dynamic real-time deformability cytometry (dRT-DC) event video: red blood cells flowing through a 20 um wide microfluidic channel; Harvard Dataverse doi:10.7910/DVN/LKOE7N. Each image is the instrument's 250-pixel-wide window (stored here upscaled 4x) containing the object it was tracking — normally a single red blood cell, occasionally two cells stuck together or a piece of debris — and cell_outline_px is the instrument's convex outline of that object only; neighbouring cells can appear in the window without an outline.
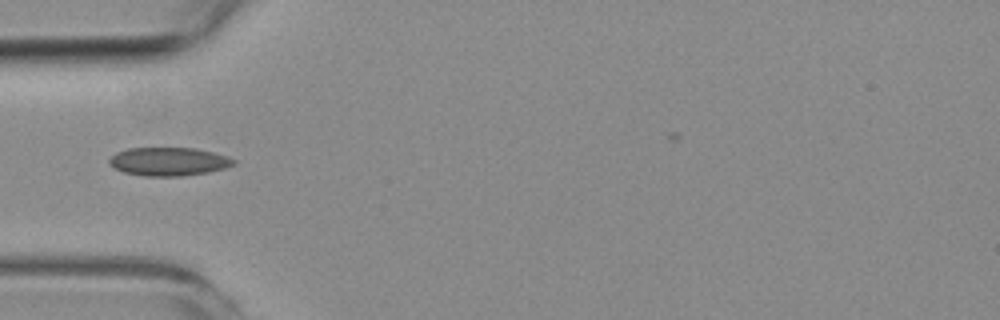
{"species": "common noctule bat (a hibernating species)", "species_latin": "Nyctalus noctula", "temperature_condition": "room temperature", "stored_images_in_passage": 5, "camera_frame_rate_fps": 3000, "um_per_image_px": 0.085, "animal": {"sex": "female", "body_mass_g": 19.3, "forearm_length_mm": 54.1}, "frame": {"image": 1, "passage_image": 5, "time_ms": 6.0, "image_size_px": [1000, 320], "cell_outline_px": [[236, 164], [224, 168], [208, 172], [180, 176], [144, 176], [124, 172], [108, 164], [108, 160], [116, 152], [128, 148], [196, 148], [228, 156], [236, 160]], "centroid_in_image_um": [14.34, 13.73], "position_along_channel_um": 70.7, "area_um2": 20.58}}